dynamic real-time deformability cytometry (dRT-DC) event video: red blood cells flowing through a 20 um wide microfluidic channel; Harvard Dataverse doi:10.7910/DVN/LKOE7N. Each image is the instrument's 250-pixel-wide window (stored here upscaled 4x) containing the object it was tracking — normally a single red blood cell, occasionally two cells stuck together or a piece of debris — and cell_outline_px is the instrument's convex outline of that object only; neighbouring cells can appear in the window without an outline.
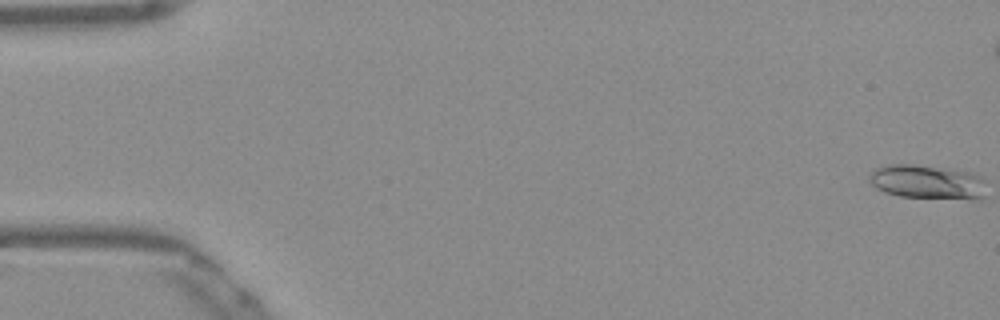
{"species": "Egyptian fruit bat (a non-hibernating species)", "species_latin": "Rousettus aegyptiacus", "temperature_condition": "warm", "stored_images_in_passage": 54, "camera_frame_rate_fps": 3000, "um_per_image_px": 0.085, "frame": {"image": 1, "passage_image": 1, "time_ms": 0.0, "image_size_px": [1000, 320], "cell_outline_px": [[984, 196], [980, 200], [976, 200], [900, 196], [876, 188], [868, 180], [868, 176], [876, 168], [888, 164], [912, 164], [968, 172], [984, 180]], "centroid_in_image_um": [78.81, 15.48], "position_along_channel_um": 6.2, "area_um2": 23.06}}
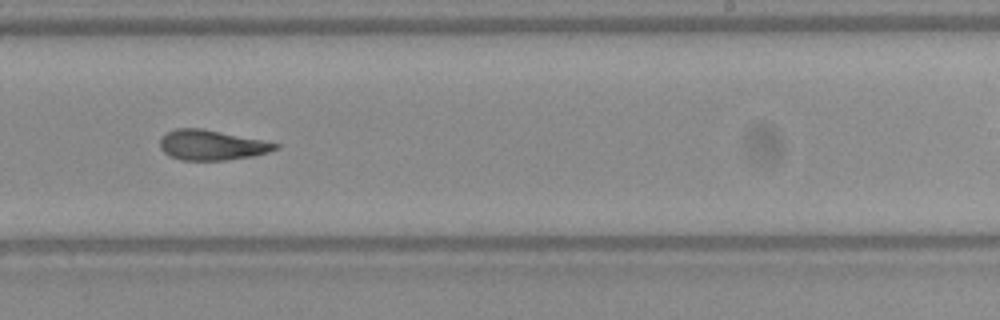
{"frame": {"image": 2, "passage_image": 33, "time_ms": 10.667, "image_size_px": [1000, 320], "cell_outline_px": [[280, 148], [256, 156], [228, 160], [180, 160], [164, 152], [160, 148], [160, 136], [176, 128], [204, 128], [264, 140], [280, 144]], "centroid_in_image_um": [18.03, 12.32], "position_along_channel_um": 271.0, "area_um2": 20.52}}
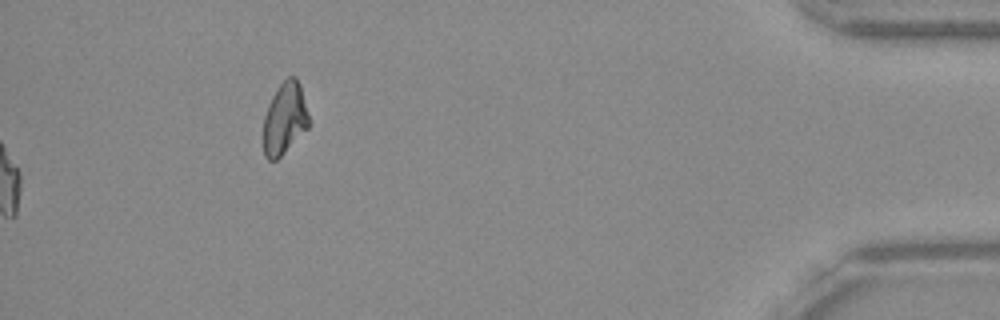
{"frame": {"image": 3, "passage_image": 54, "time_ms": 17.667, "image_size_px": [1000, 320], "cell_outline_px": [[308, 128], [276, 160], [268, 160], [264, 156], [264, 116], [268, 104], [272, 96], [280, 84], [288, 76], [296, 76], [300, 84], [308, 116]], "centroid_in_image_um": [24.18, 10.06], "position_along_channel_um": 411.0, "area_um2": 18.73}, "authors_computed_cell_mechanics": {"area_um2": 20.5479, "velocity_mm_per_s": 3.8812, "shape_relaxation_time_tau1_ms": null, "shape_relaxation_time_tau2_ms": 4.2215, "deformation_change_tau1": null, "deformation_change_tau2": 0.143}}